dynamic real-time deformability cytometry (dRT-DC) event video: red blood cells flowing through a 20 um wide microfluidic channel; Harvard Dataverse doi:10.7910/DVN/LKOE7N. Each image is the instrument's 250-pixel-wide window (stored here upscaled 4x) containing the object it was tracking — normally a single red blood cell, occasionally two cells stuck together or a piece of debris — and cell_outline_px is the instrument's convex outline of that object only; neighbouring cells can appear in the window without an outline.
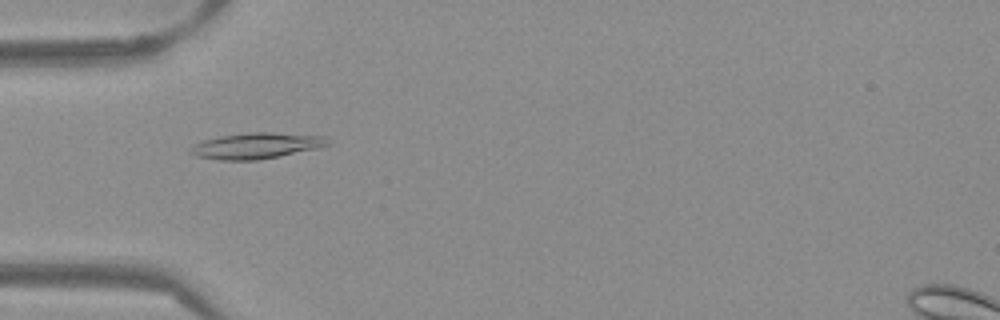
{"species": "Egyptian fruit bat (a non-hibernating species)", "species_latin": "Rousettus aegyptiacus", "temperature_condition": "warm", "stored_images_in_passage": 52, "camera_frame_rate_fps": 3000, "um_per_image_px": 0.085, "frame": {"image": 1, "passage_image": 16, "time_ms": 5.0, "image_size_px": [1000, 320], "cell_outline_px": [[332, 144], [320, 148], [280, 156], [256, 160], [220, 160], [196, 156], [188, 152], [188, 148], [204, 140], [220, 136], [248, 132], [272, 132], [324, 136]], "centroid_in_image_um": [21.81, 12.39], "position_along_channel_um": 63.2, "area_um2": 20.87}}
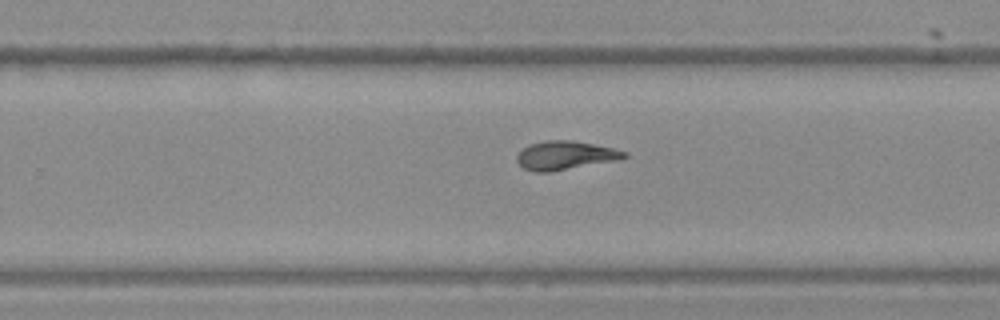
{"frame": {"image": 2, "passage_image": 33, "time_ms": 10.667, "image_size_px": [1000, 320], "cell_outline_px": [[628, 156], [620, 160], [548, 172], [536, 172], [524, 168], [516, 160], [516, 156], [528, 144], [544, 140], [572, 140], [612, 148], [628, 152]], "centroid_in_image_um": [48.06, 13.2], "position_along_channel_um": 281.7, "area_um2": 17.92}}
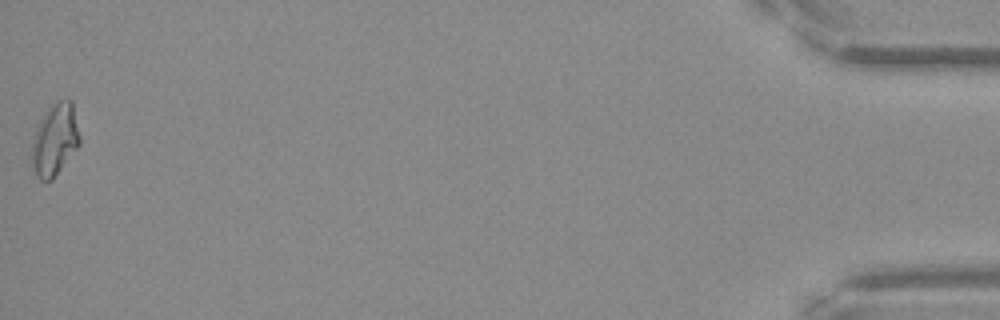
{"frame": {"image": 3, "passage_image": 52, "time_ms": 17.0, "image_size_px": [1000, 320], "cell_outline_px": [[80, 144], [52, 180], [40, 180], [36, 176], [32, 164], [32, 144], [36, 128], [40, 120], [48, 108], [52, 104], [60, 100], [72, 100], [80, 136]], "centroid_in_image_um": [4.67, 11.87], "position_along_channel_um": 430.5, "area_um2": 19.88}, "authors_computed_cell_mechanics": {"area_um2": 17.8891, "velocity_mm_per_s": 3.8684, "shape_relaxation_time_tau1_ms": 7.2876, "shape_relaxation_time_tau2_ms": 2.6799, "deformation_change_tau1": 0.2187, "deformation_change_tau2": 0.0858}}